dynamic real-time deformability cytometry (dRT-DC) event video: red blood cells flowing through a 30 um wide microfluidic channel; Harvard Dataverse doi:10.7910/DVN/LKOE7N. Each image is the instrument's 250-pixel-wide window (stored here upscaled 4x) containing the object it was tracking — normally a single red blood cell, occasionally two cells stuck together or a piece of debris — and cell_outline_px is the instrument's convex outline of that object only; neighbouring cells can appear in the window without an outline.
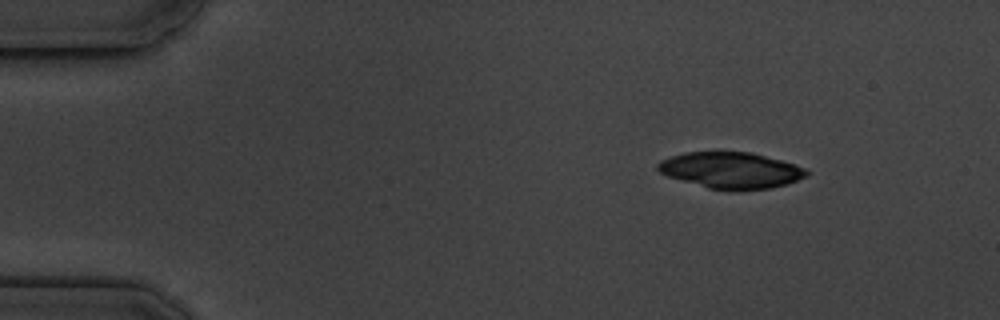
{"species": "common noctule bat (a hibernating species)", "species_latin": "Nyctalus noctula", "temperature_condition": "cold", "stored_images_in_passage": 3, "camera_frame_rate_fps": 3000, "um_per_image_px": 0.085, "animal": {"sex": "male", "body_mass_g": 19.5, "forearm_length_mm": 54.6}, "frame": {"image": 1, "passage_image": 1, "time_ms": 0.0, "image_size_px": [1000, 320], "cell_outline_px": [[812, 172], [796, 180], [784, 184], [768, 188], [708, 188], [668, 176], [660, 172], [656, 168], [656, 164], [660, 160], [684, 152], [752, 152], [796, 164]], "centroid_in_image_um": [62.1, 14.43], "position_along_channel_um": 22.9, "area_um2": 30.63}}